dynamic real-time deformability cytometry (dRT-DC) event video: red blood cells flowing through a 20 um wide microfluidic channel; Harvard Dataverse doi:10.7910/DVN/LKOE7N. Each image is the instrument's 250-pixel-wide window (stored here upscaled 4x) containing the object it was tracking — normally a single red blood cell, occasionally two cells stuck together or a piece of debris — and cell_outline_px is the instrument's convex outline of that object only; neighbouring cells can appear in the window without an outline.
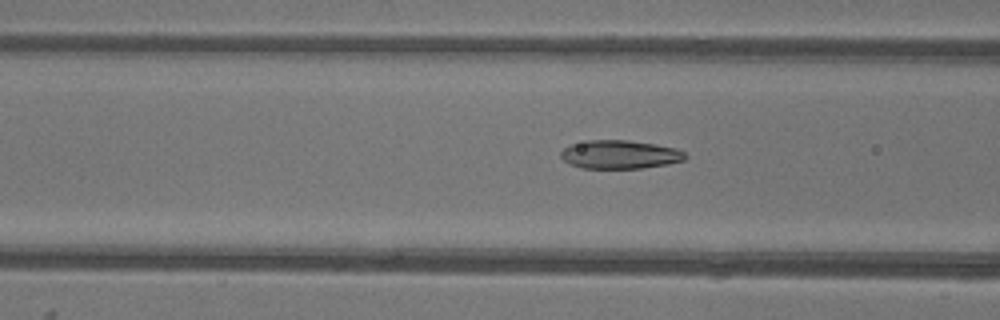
{"species": "common noctule bat (a hibernating species)", "species_latin": "Nyctalus noctula", "temperature_condition": "warm", "stored_images_in_passage": 52, "camera_frame_rate_fps": 3000, "um_per_image_px": 0.085, "animal": {"sex": "female"}, "frame": {"image": 1, "passage_image": 20, "time_ms": 6.333, "image_size_px": [1000, 320], "cell_outline_px": [[688, 156], [684, 160], [668, 164], [640, 168], [584, 168], [568, 164], [560, 156], [560, 152], [568, 144], [588, 140], [628, 140], [656, 144], [676, 148], [684, 152]], "centroid_in_image_um": [52.67, 13.12], "position_along_channel_um": 113.9, "area_um2": 20.81}}
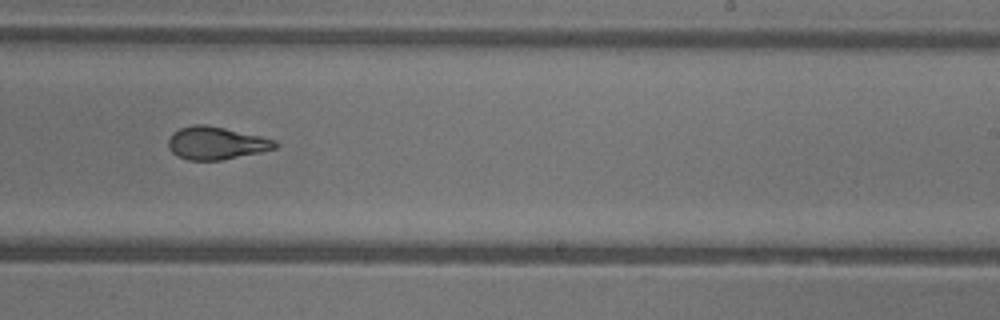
{"frame": {"image": 2, "passage_image": 32, "time_ms": 10.333, "image_size_px": [1000, 320], "cell_outline_px": [[280, 144], [276, 148], [260, 152], [220, 160], [188, 160], [176, 156], [168, 148], [168, 140], [172, 132], [180, 128], [192, 124], [204, 124], [224, 128], [260, 136], [276, 140]], "centroid_in_image_um": [18.35, 12.16], "position_along_channel_um": 270.7, "area_um2": 20.4}}
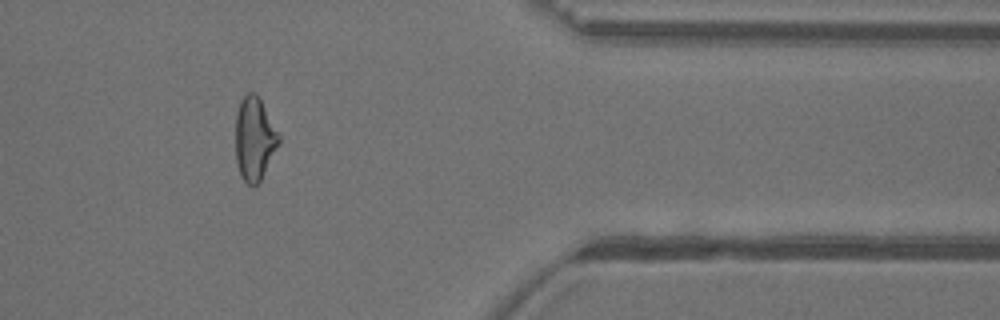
{"frame": {"image": 3, "passage_image": 43, "time_ms": 14.0, "image_size_px": [1000, 320], "cell_outline_px": [[280, 144], [260, 180], [252, 188], [240, 176], [236, 160], [236, 112], [240, 100], [248, 92], [256, 92], [280, 136]], "centroid_in_image_um": [21.62, 11.8], "position_along_channel_um": 389.8, "area_um2": 20.98}, "authors_computed_cell_mechanics": {"area_um2": 21.2126, "velocity_mm_per_s": 3.923, "shape_relaxation_time_tau1_ms": 8.416, "shape_relaxation_time_tau2_ms": 1.5441, "deformation_change_tau1": 0.2517, "deformation_change_tau2": 0.0836}}